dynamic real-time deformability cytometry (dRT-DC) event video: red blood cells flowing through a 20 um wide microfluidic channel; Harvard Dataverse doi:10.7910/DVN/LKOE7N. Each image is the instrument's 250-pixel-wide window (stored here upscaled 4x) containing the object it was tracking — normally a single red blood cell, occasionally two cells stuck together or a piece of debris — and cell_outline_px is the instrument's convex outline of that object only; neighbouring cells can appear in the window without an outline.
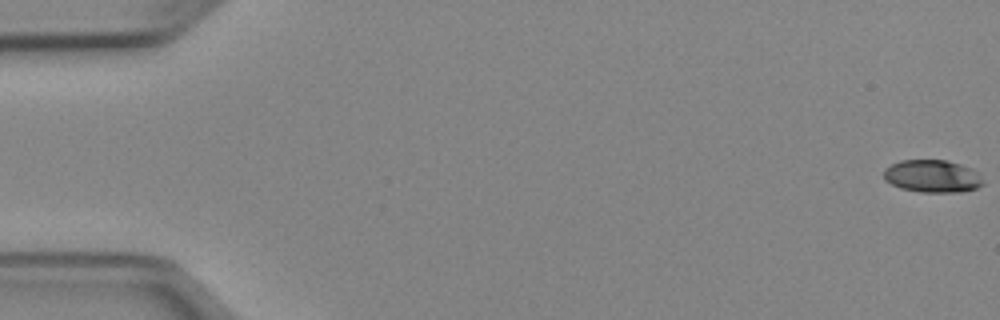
{"species": "Egyptian fruit bat (a non-hibernating species)", "species_latin": "Rousettus aegyptiacus", "temperature_condition": "cold", "stored_images_in_passage": 52, "camera_frame_rate_fps": 3000, "um_per_image_px": 0.085, "animal": {"sex": "female"}, "frame": {"image": 1, "passage_image": 1, "time_ms": 0.0, "image_size_px": [1000, 320], "cell_outline_px": [[984, 184], [976, 188], [960, 192], [920, 192], [900, 188], [884, 180], [884, 168], [900, 160], [944, 160], [960, 164], [972, 168]], "centroid_in_image_um": [79.21, 14.98], "position_along_channel_um": 5.8, "area_um2": 18.73}}
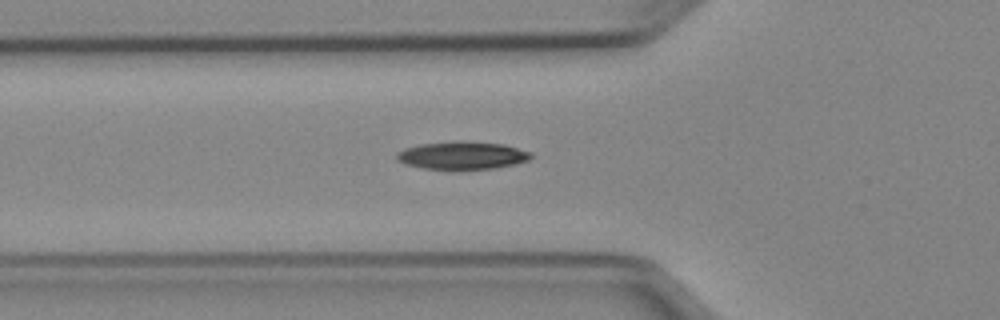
{"frame": {"image": 2, "passage_image": 19, "time_ms": 6.0, "image_size_px": [1000, 320], "cell_outline_px": [[532, 156], [528, 160], [516, 164], [496, 168], [424, 168], [408, 164], [396, 160], [396, 152], [404, 148], [420, 144], [504, 144], [532, 152]], "centroid_in_image_um": [39.31, 13.24], "position_along_channel_um": 86.5, "area_um2": 20.35}}
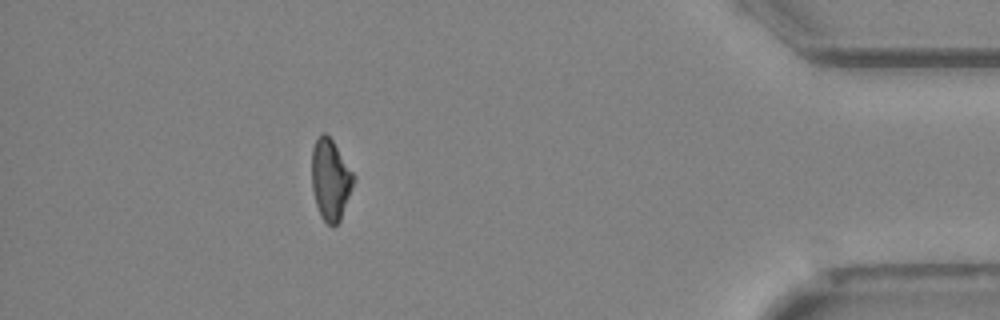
{"frame": {"image": 3, "passage_image": 47, "time_ms": 15.333, "image_size_px": [1000, 320], "cell_outline_px": [[356, 180], [340, 220], [332, 228], [320, 216], [316, 204], [312, 188], [312, 148], [320, 132], [324, 132], [332, 140], [356, 176]], "centroid_in_image_um": [28.1, 15.27], "position_along_channel_um": 407.1, "area_um2": 19.88}, "authors_computed_cell_mechanics": {"area_um2": 20.3456, "velocity_mm_per_s": 3.9613, "shape_relaxation_time_tau1_ms": 3.0685, "shape_relaxation_time_tau2_ms": null, "deformation_change_tau1": 0.1334, "deformation_change_tau2": null}}